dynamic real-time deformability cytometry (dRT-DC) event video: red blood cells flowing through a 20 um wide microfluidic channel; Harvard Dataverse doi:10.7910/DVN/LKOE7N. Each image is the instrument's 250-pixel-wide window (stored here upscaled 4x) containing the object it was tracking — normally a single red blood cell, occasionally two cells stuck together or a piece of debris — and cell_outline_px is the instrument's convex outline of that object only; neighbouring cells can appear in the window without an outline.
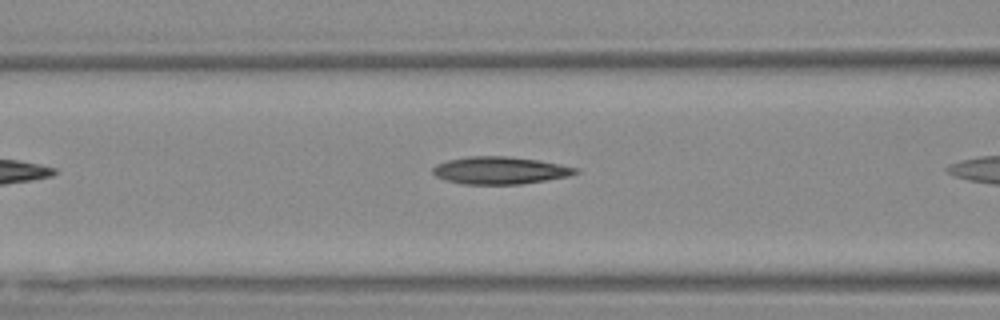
{"species": "Egyptian fruit bat (a non-hibernating species)", "species_latin": "Rousettus aegyptiacus", "temperature_condition": "warm", "stored_images_in_passage": 9, "camera_frame_rate_fps": 3000, "um_per_image_px": 0.085, "animal": {"sex": "female"}, "frame": {"image": 1, "passage_image": 7, "time_ms": 2.0, "image_size_px": [1000, 320], "cell_outline_px": [[580, 172], [568, 176], [520, 184], [464, 184], [448, 180], [436, 176], [432, 172], [432, 168], [436, 164], [448, 160], [468, 156], [508, 156], [540, 160], [560, 164], [576, 168]], "centroid_in_image_um": [42.49, 14.47], "position_along_channel_um": 124.1, "area_um2": 22.66}}